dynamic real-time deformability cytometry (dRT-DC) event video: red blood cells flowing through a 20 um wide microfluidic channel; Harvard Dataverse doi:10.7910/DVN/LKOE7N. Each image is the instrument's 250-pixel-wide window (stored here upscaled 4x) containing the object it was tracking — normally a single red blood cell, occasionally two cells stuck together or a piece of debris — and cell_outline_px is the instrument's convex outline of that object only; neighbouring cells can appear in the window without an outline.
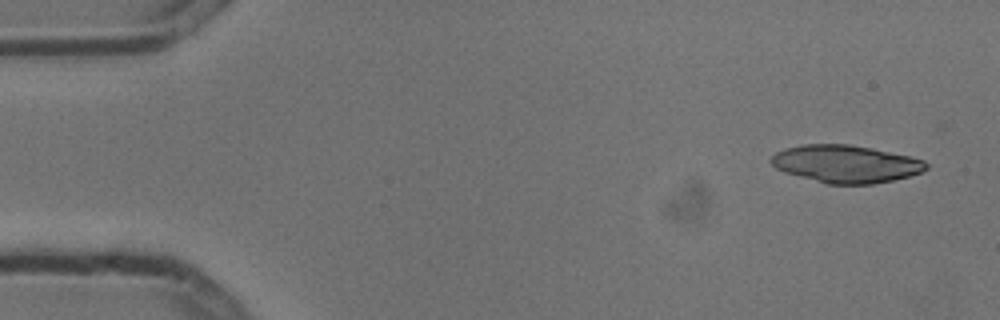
{"species": "common noctule bat (a hibernating species)", "species_latin": "Nyctalus noctula", "temperature_condition": "cold", "stored_images_in_passage": 10, "camera_frame_rate_fps": 3000, "um_per_image_px": 0.085, "animal": {"sex": "male", "body_mass_g": 13.3}, "frame": {"image": 1, "passage_image": 1, "time_ms": 0.0, "image_size_px": [1000, 320], "cell_outline_px": [[928, 168], [924, 172], [892, 180], [872, 184], [828, 184], [784, 172], [776, 168], [768, 160], [776, 152], [784, 148], [804, 144], [848, 144], [872, 148], [908, 156], [924, 160], [928, 164]], "centroid_in_image_um": [71.88, 13.93], "position_along_channel_um": 13.1, "area_um2": 33.93}}
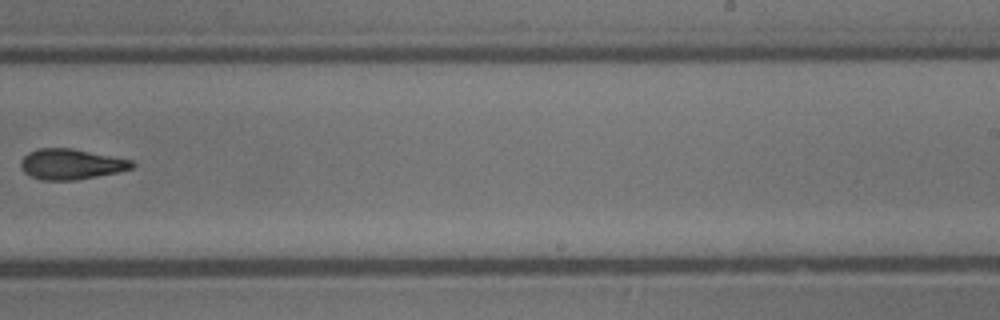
{"frame": {"image": 2, "passage_image": 9, "time_ms": 2.667, "image_size_px": [1000, 320], "cell_outline_px": [[136, 164], [132, 168], [120, 172], [76, 180], [44, 180], [32, 176], [24, 172], [20, 168], [20, 160], [28, 152], [36, 148], [72, 148], [132, 160]], "centroid_in_image_um": [6.04, 13.95], "position_along_channel_um": 283.0, "area_um2": 19.88}}
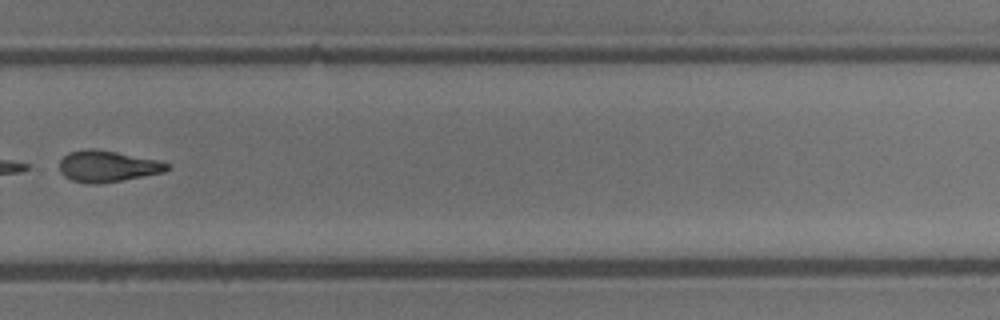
{"frame": {"image": 3, "passage_image": 10, "time_ms": 3.0, "image_size_px": [1000, 320], "cell_outline_px": [[172, 168], [164, 172], [144, 176], [96, 184], [92, 184], [72, 180], [64, 176], [60, 172], [60, 160], [68, 152], [88, 148], [92, 148], [116, 152], [160, 160], [168, 164]], "centroid_in_image_um": [9.14, 14.12], "position_along_channel_um": 320.7, "area_um2": 19.59}}